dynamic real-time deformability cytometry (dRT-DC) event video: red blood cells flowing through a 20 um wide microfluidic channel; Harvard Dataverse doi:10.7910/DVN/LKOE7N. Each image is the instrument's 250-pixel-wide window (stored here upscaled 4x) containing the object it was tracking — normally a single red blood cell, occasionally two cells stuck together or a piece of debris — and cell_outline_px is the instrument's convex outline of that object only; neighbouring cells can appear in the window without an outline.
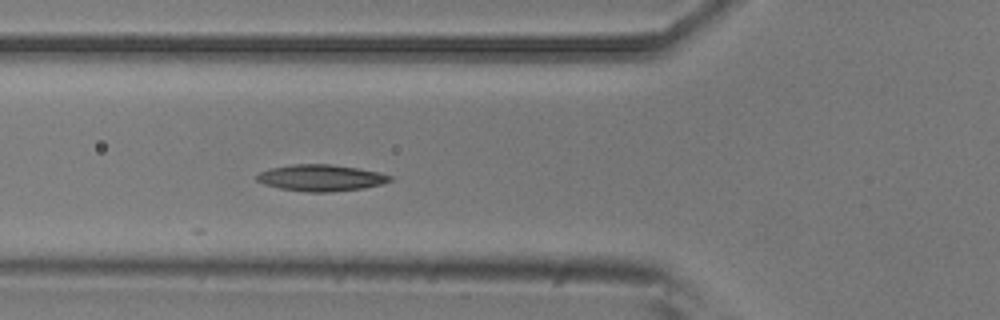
{"species": "common noctule bat (a hibernating species)", "species_latin": "Nyctalus noctula", "temperature_condition": "room temperature", "stored_images_in_passage": 5, "camera_frame_rate_fps": 3000, "um_per_image_px": 0.085, "animal": {"sex": "male", "body_mass_g": 20.5, "forearm_length_mm": 52.5}, "frame": {"image": 1, "passage_image": 5, "time_ms": 1.333, "image_size_px": [1000, 320], "cell_outline_px": [[392, 180], [380, 184], [364, 188], [328, 192], [308, 192], [280, 188], [264, 184], [256, 180], [256, 176], [260, 172], [268, 168], [292, 164], [328, 164], [356, 168], [380, 172], [392, 176]], "centroid_in_image_um": [27.26, 15.11], "position_along_channel_um": 98.5, "area_um2": 20.46}}